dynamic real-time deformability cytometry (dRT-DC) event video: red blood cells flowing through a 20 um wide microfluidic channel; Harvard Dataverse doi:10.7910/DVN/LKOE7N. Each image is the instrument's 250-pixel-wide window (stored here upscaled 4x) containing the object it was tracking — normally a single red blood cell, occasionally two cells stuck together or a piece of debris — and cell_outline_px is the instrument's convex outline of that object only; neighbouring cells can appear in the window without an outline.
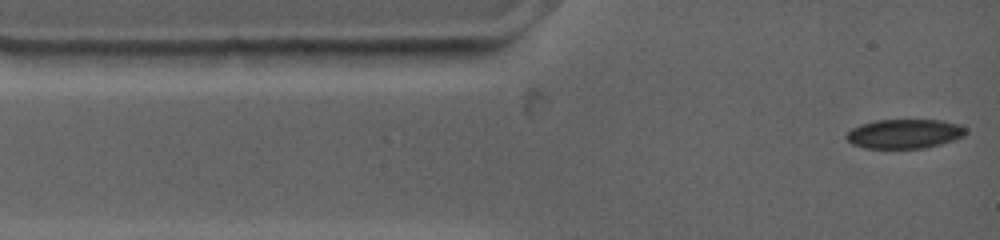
{"species": "common noctule bat (a hibernating species)", "species_latin": "Nyctalus noctula", "temperature_condition": "warm", "stored_images_in_passage": 10, "camera_frame_rate_fps": 4500, "um_per_image_px": 0.085, "animal": {"sex": "female", "body_mass_g": 19.0, "forearm_length_mm": 53.3}, "frame": {"image": 1, "passage_image": 1, "time_ms": 0.0, "image_size_px": [1000, 240], "cell_outline_px": [[964, 132], [960, 136], [952, 140], [920, 148], [868, 148], [852, 144], [844, 136], [852, 128], [860, 124], [876, 120], [940, 120], [960, 124], [964, 128]], "centroid_in_image_um": [76.79, 11.36], "position_along_channel_um": 8.2, "area_um2": 19.94}}
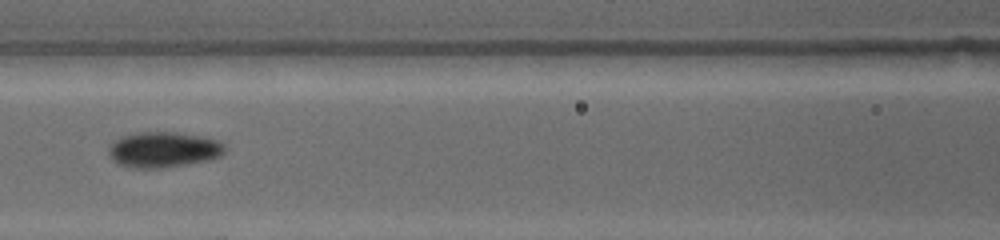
{"frame": {"image": 2, "passage_image": 6, "time_ms": 4.889, "image_size_px": [1000, 240], "cell_outline_px": [[224, 152], [216, 156], [204, 160], [184, 164], [160, 168], [128, 168], [120, 164], [112, 156], [112, 144], [116, 140], [124, 136], [136, 132], [172, 132], [204, 136], [216, 140], [224, 144]], "centroid_in_image_um": [13.91, 12.71], "position_along_channel_um": 152.7, "area_um2": 23.29}}
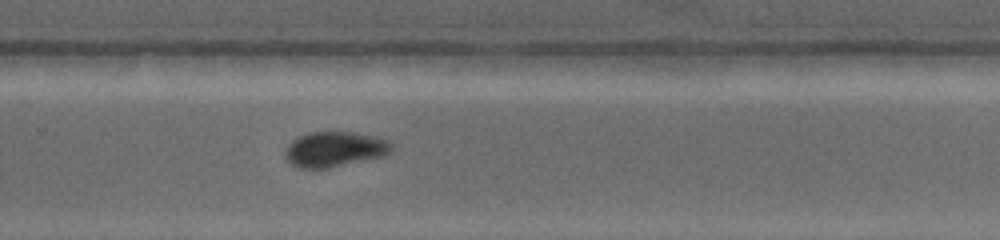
{"frame": {"image": 3, "passage_image": 10, "time_ms": 8.889, "image_size_px": [1000, 240], "cell_outline_px": [[392, 148], [388, 152], [380, 156], [328, 168], [296, 168], [284, 156], [284, 152], [288, 144], [292, 140], [308, 132], [352, 132], [372, 136], [388, 140], [392, 144]], "centroid_in_image_um": [28.37, 12.68], "position_along_channel_um": 301.4, "area_um2": 21.5}}